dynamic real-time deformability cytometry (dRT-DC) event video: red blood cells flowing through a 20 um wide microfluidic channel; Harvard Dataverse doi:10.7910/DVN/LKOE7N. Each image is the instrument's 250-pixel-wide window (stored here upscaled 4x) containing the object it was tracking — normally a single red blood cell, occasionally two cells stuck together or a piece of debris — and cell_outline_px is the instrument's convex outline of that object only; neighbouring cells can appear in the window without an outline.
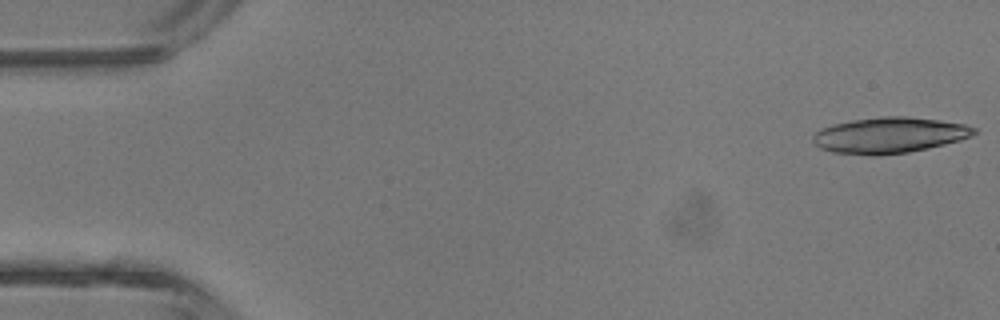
{"species": "common noctule bat (a hibernating species)", "species_latin": "Nyctalus noctula", "temperature_condition": "room temperature", "stored_images_in_passage": 5, "camera_frame_rate_fps": 3000, "um_per_image_px": 0.085, "animal": {"sex": "male", "body_mass_g": 13.3}, "frame": {"image": 1, "passage_image": 1, "time_ms": 0.0, "image_size_px": [1000, 320], "cell_outline_px": [[976, 132], [972, 136], [960, 140], [928, 148], [908, 152], [876, 156], [872, 156], [836, 152], [820, 148], [812, 140], [812, 136], [820, 128], [852, 120], [884, 116], [908, 116], [940, 120], [964, 124], [976, 128]], "centroid_in_image_um": [75.61, 11.49], "position_along_channel_um": 9.4, "area_um2": 33.58}}
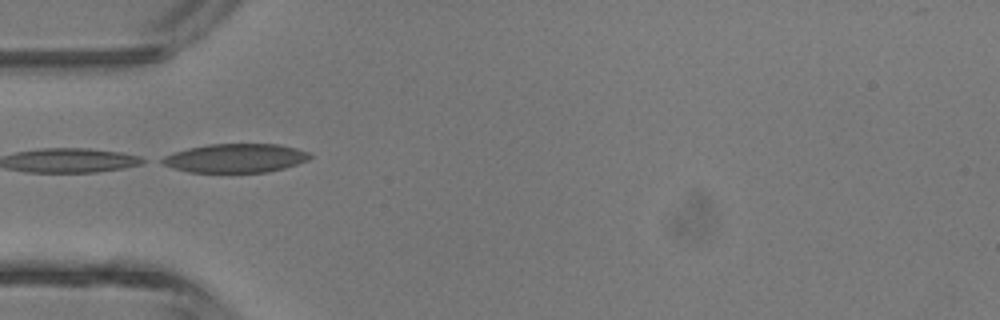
{"frame": {"image": 2, "passage_image": 5, "time_ms": 4.333, "image_size_px": [1000, 320], "cell_outline_px": [[312, 156], [308, 160], [284, 168], [268, 172], [188, 172], [172, 168], [160, 164], [156, 160], [172, 152], [188, 148], [208, 144], [280, 144], [296, 148], [308, 152]], "centroid_in_image_um": [19.95, 13.44], "position_along_channel_um": 65.0, "area_um2": 25.09}}